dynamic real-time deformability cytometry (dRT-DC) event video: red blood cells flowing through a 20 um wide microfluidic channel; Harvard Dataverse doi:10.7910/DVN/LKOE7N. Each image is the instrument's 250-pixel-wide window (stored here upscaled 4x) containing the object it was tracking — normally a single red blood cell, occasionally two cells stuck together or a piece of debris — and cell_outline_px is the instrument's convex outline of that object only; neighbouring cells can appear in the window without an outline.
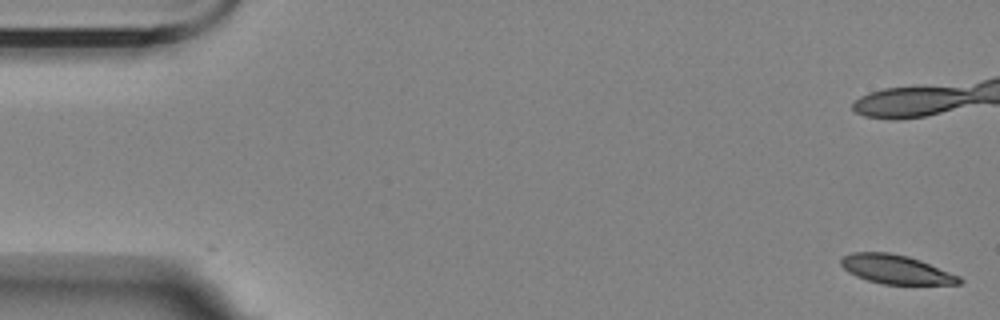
{"species": "Egyptian fruit bat (a non-hibernating species)", "species_latin": "Rousettus aegyptiacus", "temperature_condition": "room temperature", "stored_images_in_passage": 7, "camera_frame_rate_fps": 3000, "um_per_image_px": 0.085, "animal": {"sex": "female"}, "frame": {"image": 1, "passage_image": 1, "time_ms": 0.0, "image_size_px": [1000, 320], "cell_outline_px": [[964, 280], [960, 284], [884, 284], [868, 280], [856, 276], [848, 272], [840, 264], [840, 260], [844, 256], [852, 252], [888, 252], [908, 256], [920, 260], [960, 276]], "centroid_in_image_um": [76.16, 22.89], "position_along_channel_um": 8.8, "area_um2": 19.88}}